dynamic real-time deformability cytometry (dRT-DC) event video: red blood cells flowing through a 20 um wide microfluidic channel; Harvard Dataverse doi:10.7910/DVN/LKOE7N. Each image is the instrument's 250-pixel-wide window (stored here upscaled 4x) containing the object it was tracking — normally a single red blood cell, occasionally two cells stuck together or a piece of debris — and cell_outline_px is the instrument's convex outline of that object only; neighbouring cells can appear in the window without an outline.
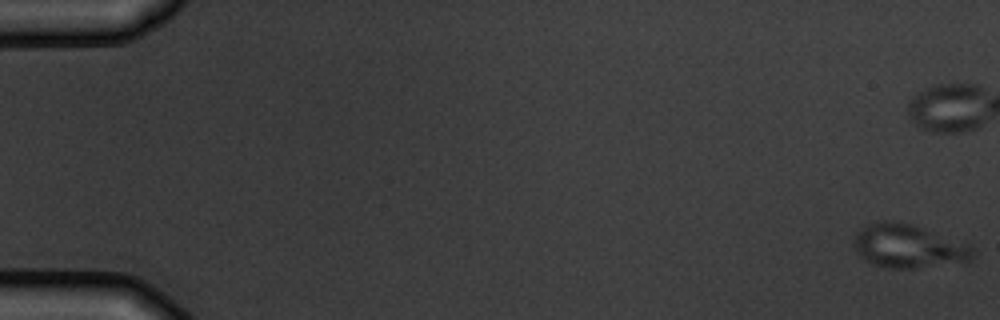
{"species": "common noctule bat (a hibernating species)", "species_latin": "Nyctalus noctula", "temperature_condition": "warm", "stored_images_in_passage": 8, "camera_frame_rate_fps": 3000, "um_per_image_px": 0.085, "animal": {"sex": "male", "body_mass_g": 19.5, "forearm_length_mm": 54.6}, "frame": {"image": 1, "passage_image": 1, "time_ms": 0.0, "image_size_px": [1000, 320], "cell_outline_px": [[972, 260], [916, 268], [888, 268], [872, 264], [864, 260], [856, 252], [856, 232], [864, 224], [880, 220], [892, 220], [912, 224], [924, 228], [968, 244], [972, 248]], "centroid_in_image_um": [77.15, 20.91], "position_along_channel_um": 7.8, "area_um2": 30.0}}